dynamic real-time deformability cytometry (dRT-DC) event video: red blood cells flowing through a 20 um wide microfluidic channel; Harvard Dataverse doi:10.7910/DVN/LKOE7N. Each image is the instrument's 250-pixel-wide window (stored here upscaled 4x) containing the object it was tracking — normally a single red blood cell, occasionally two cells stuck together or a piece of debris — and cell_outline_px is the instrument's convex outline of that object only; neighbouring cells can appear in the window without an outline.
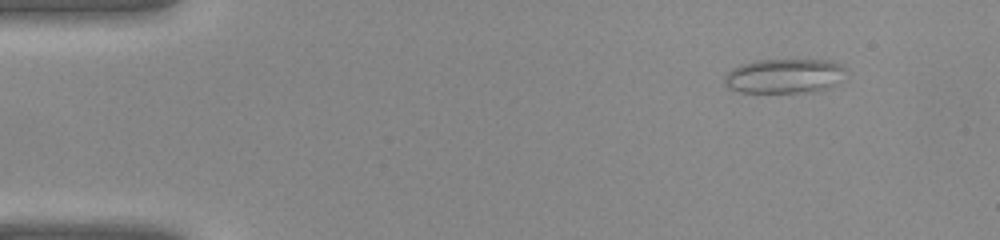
{"species": "common noctule bat (a hibernating species)", "species_latin": "Nyctalus noctula", "temperature_condition": "warm", "stored_images_in_passage": 10, "camera_frame_rate_fps": 3000, "um_per_image_px": 0.085, "animal": {"sex": "female", "body_mass_g": 22.0, "forearm_length_mm": 56.7}, "frame": {"image": 1, "passage_image": 4, "time_ms": 1.0, "image_size_px": [1000, 240], "cell_outline_px": [[848, 72], [836, 84], [828, 88], [808, 92], [740, 92], [728, 88], [724, 84], [724, 76], [732, 68], [756, 60], [832, 60], [840, 64]], "centroid_in_image_um": [66.68, 6.46], "position_along_channel_um": 18.3, "area_um2": 24.51}}